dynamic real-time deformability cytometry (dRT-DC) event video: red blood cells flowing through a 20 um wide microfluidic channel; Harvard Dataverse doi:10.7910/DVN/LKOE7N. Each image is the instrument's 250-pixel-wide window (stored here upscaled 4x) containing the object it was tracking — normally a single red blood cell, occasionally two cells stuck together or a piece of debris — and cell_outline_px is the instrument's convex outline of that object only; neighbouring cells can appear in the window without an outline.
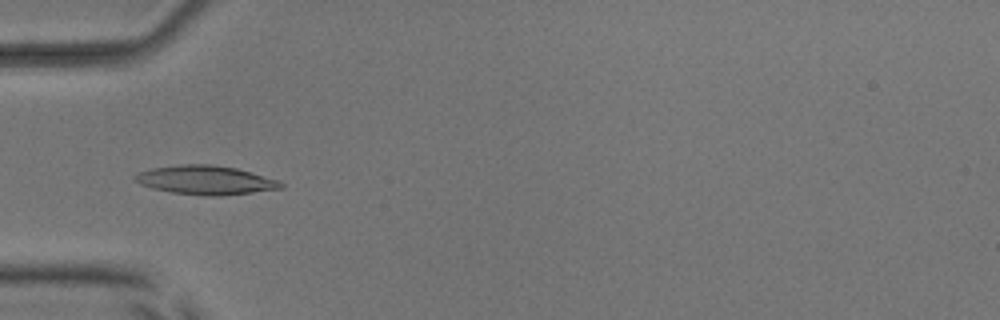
{"species": "common noctule bat (a hibernating species)", "species_latin": "Nyctalus noctula", "temperature_condition": "room temperature", "stored_images_in_passage": 53, "camera_frame_rate_fps": 3000, "um_per_image_px": 0.085, "animal": {"sex": "male", "body_mass_g": 17.9, "forearm_length_mm": 54.2}, "frame": {"image": 1, "passage_image": 17, "time_ms": 5.333, "image_size_px": [1000, 320], "cell_outline_px": [[284, 188], [220, 196], [204, 196], [172, 192], [152, 188], [140, 184], [136, 180], [136, 176], [140, 172], [152, 168], [180, 164], [208, 164], [236, 168], [280, 180], [284, 184]], "centroid_in_image_um": [17.52, 15.31], "position_along_channel_um": 67.5, "area_um2": 24.45}}
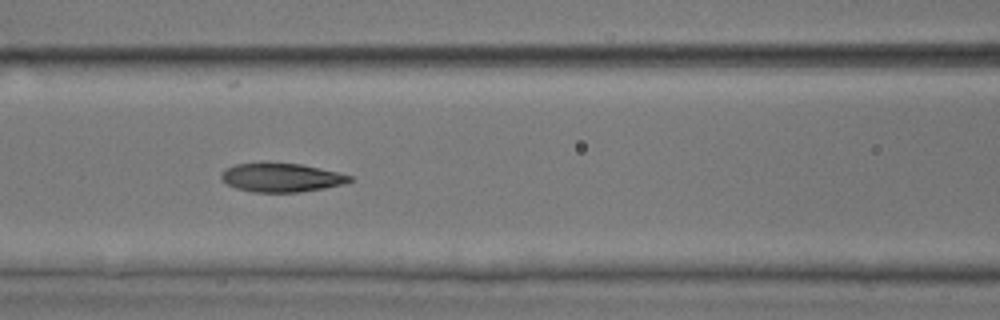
{"frame": {"image": 2, "passage_image": 23, "time_ms": 7.333, "image_size_px": [1000, 320], "cell_outline_px": [[352, 180], [340, 184], [324, 188], [300, 192], [252, 192], [236, 188], [220, 180], [220, 176], [228, 168], [236, 164], [300, 164], [336, 172], [352, 176]], "centroid_in_image_um": [23.89, 15.12], "position_along_channel_um": 142.7, "area_um2": 20.87}}
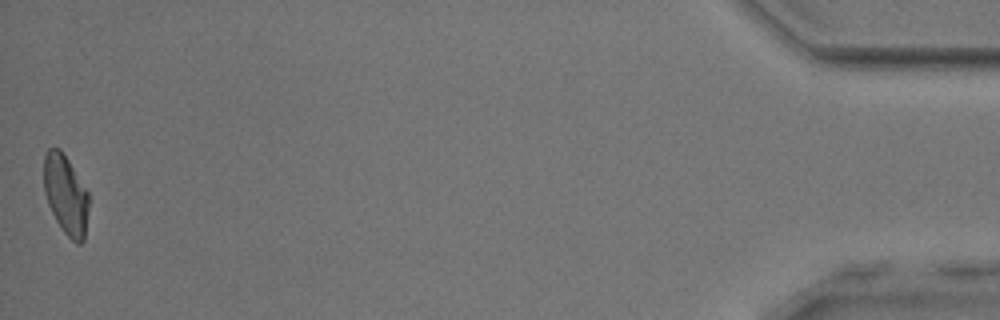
{"frame": {"image": 3, "passage_image": 53, "time_ms": 17.333, "image_size_px": [1000, 320], "cell_outline_px": [[88, 208], [84, 240], [80, 244], [76, 244], [64, 232], [56, 220], [48, 204], [44, 192], [44, 156], [48, 148], [60, 148], [68, 160], [88, 192]], "centroid_in_image_um": [5.58, 16.55], "position_along_channel_um": 429.6, "area_um2": 20.63}, "authors_computed_cell_mechanics": {"area_um2": 21.7328, "velocity_mm_per_s": 3.8005, "shape_relaxation_time_tau1_ms": 5.545, "shape_relaxation_time_tau2_ms": 2.0611, "deformation_change_tau1": 0.1695, "deformation_change_tau2": 0.0772}}